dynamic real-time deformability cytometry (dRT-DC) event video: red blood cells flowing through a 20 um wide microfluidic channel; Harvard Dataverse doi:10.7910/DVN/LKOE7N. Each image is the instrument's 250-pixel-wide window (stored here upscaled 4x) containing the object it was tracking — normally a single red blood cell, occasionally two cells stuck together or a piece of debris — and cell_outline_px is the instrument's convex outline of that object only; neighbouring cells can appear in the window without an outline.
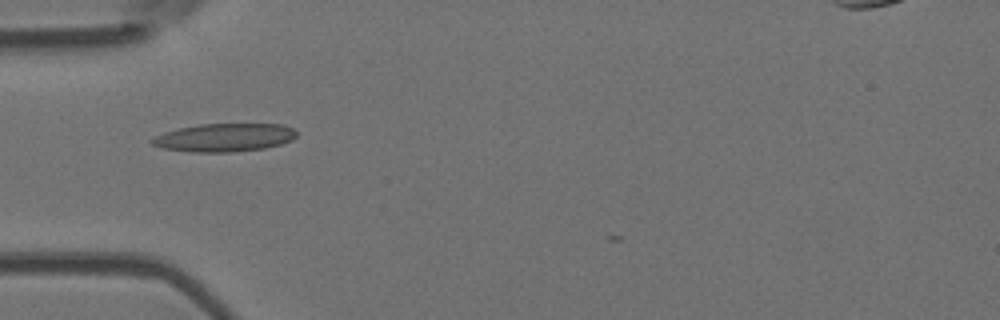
{"species": "Egyptian fruit bat (a non-hibernating species)", "species_latin": "Rousettus aegyptiacus", "temperature_condition": "room temperature", "stored_images_in_passage": 33, "camera_frame_rate_fps": 3000, "um_per_image_px": 0.085, "animal": {"sex": "female"}, "frame": {"image": 1, "passage_image": 1, "time_ms": 0.0, "image_size_px": [1000, 320], "cell_outline_px": [[296, 136], [292, 140], [280, 144], [264, 148], [232, 152], [192, 152], [164, 148], [152, 144], [148, 140], [164, 132], [180, 128], [200, 124], [284, 124], [292, 128], [296, 132]], "centroid_in_image_um": [19.08, 11.69], "position_along_channel_um": 65.9, "area_um2": 23.64}}
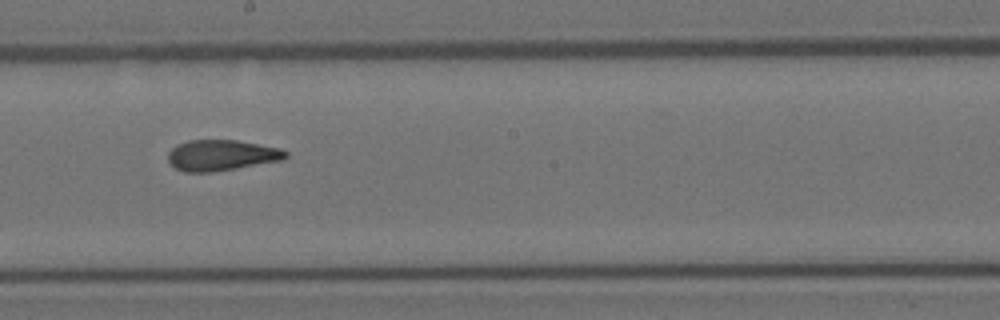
{"frame": {"image": 2, "passage_image": 14, "time_ms": 4.333, "image_size_px": [1000, 320], "cell_outline_px": [[288, 156], [284, 160], [212, 172], [184, 172], [176, 168], [168, 160], [168, 152], [176, 144], [188, 140], [236, 140], [280, 148], [288, 152]], "centroid_in_image_um": [18.83, 13.19], "position_along_channel_um": 229.4, "area_um2": 21.15}}
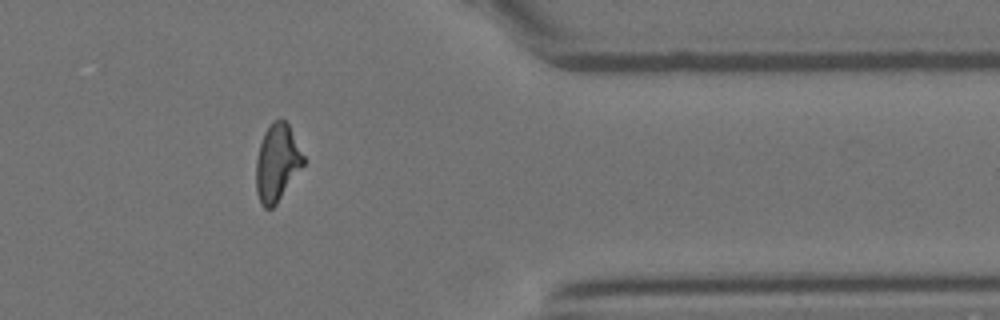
{"frame": {"image": 3, "passage_image": 28, "time_ms": 9.0, "image_size_px": [1000, 320], "cell_outline_px": [[304, 164], [276, 204], [272, 208], [264, 208], [260, 204], [256, 192], [256, 160], [260, 144], [264, 132], [272, 120], [284, 120], [288, 124], [304, 156]], "centroid_in_image_um": [23.53, 13.84], "position_along_channel_um": 387.9, "area_um2": 21.1}, "authors_computed_cell_mechanics": {"area_um2": 21.4438, "velocity_mm_per_s": 3.7666, "shape_relaxation_time_tau1_ms": null, "shape_relaxation_time_tau2_ms": 2.4756, "deformation_change_tau1": null, "deformation_change_tau2": 0.1154}}